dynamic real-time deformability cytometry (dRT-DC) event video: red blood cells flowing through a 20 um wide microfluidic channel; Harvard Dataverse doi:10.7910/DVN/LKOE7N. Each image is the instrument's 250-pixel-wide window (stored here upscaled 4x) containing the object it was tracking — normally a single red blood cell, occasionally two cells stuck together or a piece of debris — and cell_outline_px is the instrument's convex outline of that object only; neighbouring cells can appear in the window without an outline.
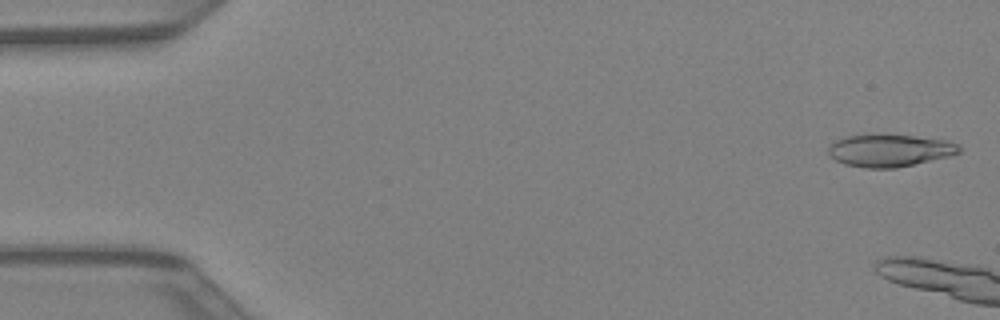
{"species": "Egyptian fruit bat (a non-hibernating species)", "species_latin": "Rousettus aegyptiacus", "temperature_condition": "warm", "stored_images_in_passage": 5, "camera_frame_rate_fps": 3000, "um_per_image_px": 0.085, "animal": {"sex": "female"}, "frame": {"image": 1, "passage_image": 1, "time_ms": 0.0, "image_size_px": [1000, 320], "cell_outline_px": [[960, 152], [948, 156], [896, 168], [864, 168], [844, 164], [836, 160], [828, 152], [828, 148], [836, 140], [844, 136], [912, 136], [944, 140], [956, 144], [960, 148]], "centroid_in_image_um": [75.59, 12.81], "position_along_channel_um": 9.4, "area_um2": 23.87}}